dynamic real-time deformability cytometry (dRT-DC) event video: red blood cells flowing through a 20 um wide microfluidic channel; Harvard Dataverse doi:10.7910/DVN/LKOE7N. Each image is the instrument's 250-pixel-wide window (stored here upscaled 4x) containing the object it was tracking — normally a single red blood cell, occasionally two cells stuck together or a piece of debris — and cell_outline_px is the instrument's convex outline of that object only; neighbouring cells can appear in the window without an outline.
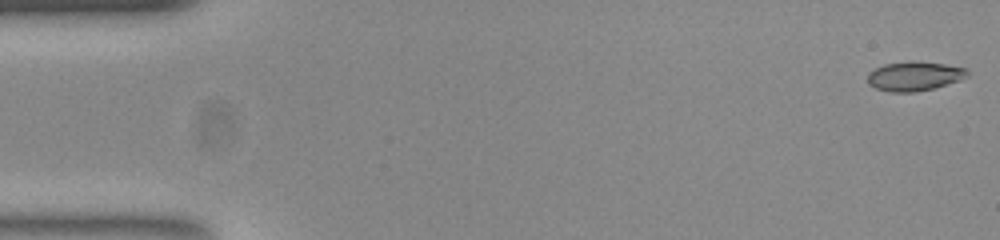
{"species": "common noctule bat (a hibernating species)", "species_latin": "Nyctalus noctula", "temperature_condition": "room temperature", "stored_images_in_passage": 54, "camera_frame_rate_fps": 3000, "um_per_image_px": 0.085, "animal": {"sex": "female", "body_mass_g": 23.0, "forearm_length_mm": 53.4}, "frame": {"image": 1, "passage_image": 1, "time_ms": 0.0, "image_size_px": [1000, 240], "cell_outline_px": [[968, 76], [960, 80], [932, 88], [916, 92], [892, 92], [876, 88], [868, 84], [868, 72], [884, 64], [944, 64], [964, 68], [968, 72]], "centroid_in_image_um": [77.7, 6.52], "position_along_channel_um": 7.3, "area_um2": 16.07}}
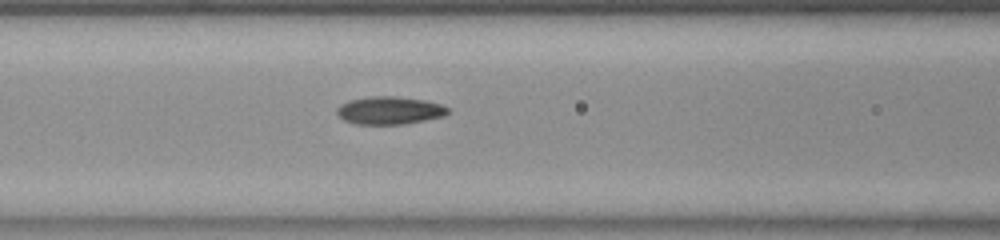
{"frame": {"image": 2, "passage_image": 22, "time_ms": 7.0, "image_size_px": [1000, 240], "cell_outline_px": [[452, 112], [444, 116], [404, 124], [356, 124], [344, 120], [336, 112], [336, 108], [340, 104], [348, 100], [368, 96], [396, 96], [424, 100], [440, 104], [448, 108]], "centroid_in_image_um": [33.1, 9.38], "position_along_channel_um": 133.5, "area_um2": 18.09}}
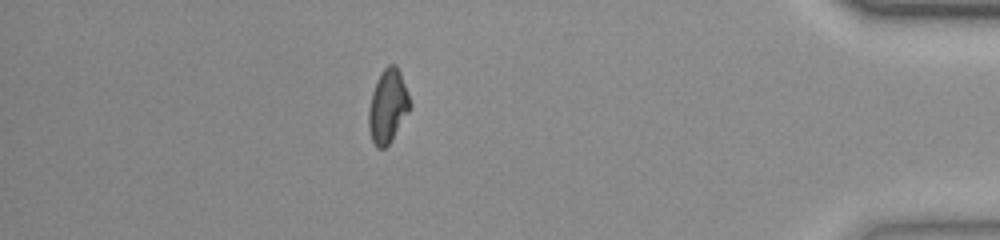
{"frame": {"image": 3, "passage_image": 47, "time_ms": 15.333, "image_size_px": [1000, 240], "cell_outline_px": [[412, 104], [408, 112], [388, 144], [384, 148], [376, 148], [372, 140], [368, 128], [368, 108], [372, 92], [384, 68], [388, 64], [396, 64], [400, 72], [408, 92]], "centroid_in_image_um": [32.96, 9.02], "position_along_channel_um": 402.2, "area_um2": 17.46}, "authors_computed_cell_mechanics": {"area_um2": 17.5134, "velocity_mm_per_s": 3.7902, "shape_relaxation_time_tau1_ms": null, "shape_relaxation_time_tau2_ms": 2.5617, "deformation_change_tau1": null, "deformation_change_tau2": 0.0681}}